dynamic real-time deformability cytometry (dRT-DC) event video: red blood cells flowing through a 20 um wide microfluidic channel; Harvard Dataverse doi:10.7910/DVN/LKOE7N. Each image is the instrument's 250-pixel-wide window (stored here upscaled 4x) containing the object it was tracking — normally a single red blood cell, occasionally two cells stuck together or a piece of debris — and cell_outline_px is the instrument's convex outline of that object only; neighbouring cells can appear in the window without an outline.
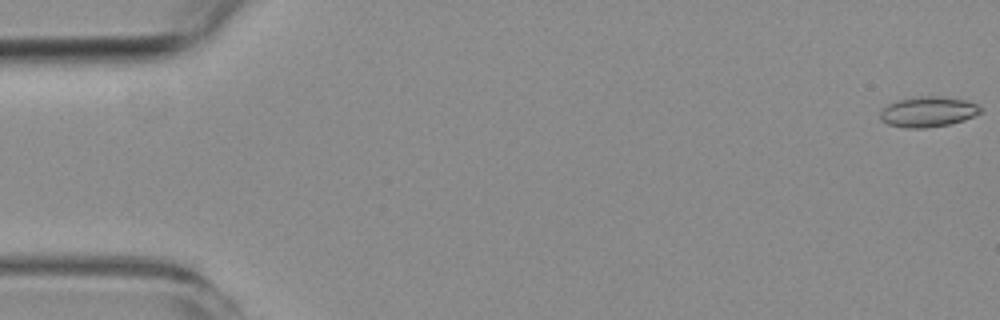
{"species": "common noctule bat (a hibernating species)", "species_latin": "Nyctalus noctula", "temperature_condition": "room temperature", "stored_images_in_passage": 4, "camera_frame_rate_fps": 3000, "um_per_image_px": 0.085, "animal": {"sex": "female", "body_mass_g": 19.3, "forearm_length_mm": 54.1}, "frame": {"image": 1, "passage_image": 1, "time_ms": 0.0, "image_size_px": [1000, 320], "cell_outline_px": [[984, 108], [980, 112], [964, 120], [948, 124], [924, 128], [904, 128], [888, 124], [880, 120], [880, 112], [888, 104], [912, 96], [940, 96], [964, 100], [976, 104]], "centroid_in_image_um": [78.86, 9.5], "position_along_channel_um": 6.1, "area_um2": 17.69}}
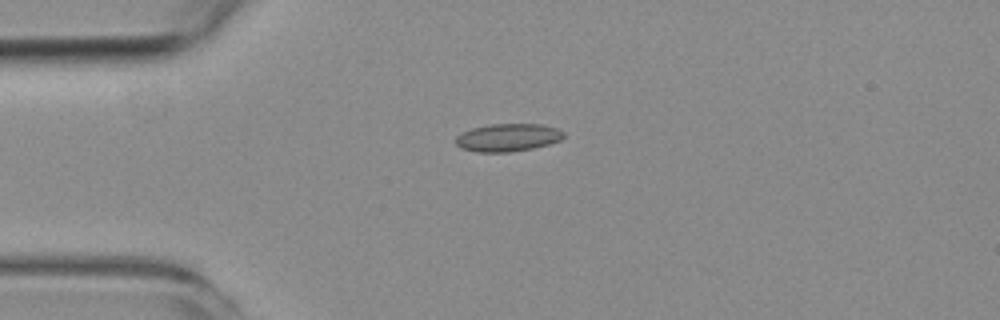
{"frame": {"image": 2, "passage_image": 4, "time_ms": 4.333, "image_size_px": [1000, 320], "cell_outline_px": [[564, 136], [560, 140], [548, 144], [532, 148], [512, 152], [476, 152], [460, 148], [456, 144], [456, 136], [460, 132], [472, 128], [488, 124], [540, 124], [556, 128], [564, 132]], "centroid_in_image_um": [43.12, 11.69], "position_along_channel_um": 41.9, "area_um2": 17.57}}